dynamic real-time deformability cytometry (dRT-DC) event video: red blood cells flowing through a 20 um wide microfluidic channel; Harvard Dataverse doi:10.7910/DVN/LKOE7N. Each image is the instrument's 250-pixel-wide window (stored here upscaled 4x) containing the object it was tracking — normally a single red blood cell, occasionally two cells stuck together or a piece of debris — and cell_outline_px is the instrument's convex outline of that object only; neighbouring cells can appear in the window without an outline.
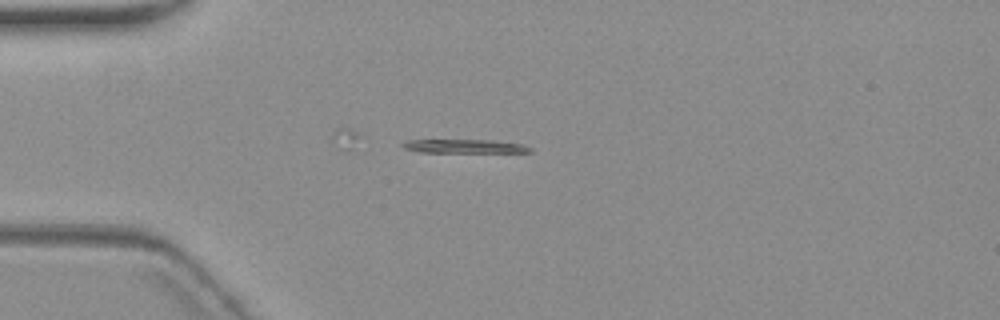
{"species": "common noctule bat (a hibernating species)", "species_latin": "Nyctalus noctula", "temperature_condition": "warm", "stored_images_in_passage": 10, "segment_of_instrument_passage": [2, 2], "camera_frame_rate_fps": 3000, "um_per_image_px": 0.085, "animal": {"sex": "female", "body_mass_g": 19.3, "forearm_length_mm": 54.1}, "frame": {"image": 1, "passage_image": 4, "time_ms": 4.333, "image_size_px": [1000, 320], "cell_outline_px": [[532, 152], [420, 152], [404, 148], [400, 144], [404, 140], [492, 140], [524, 144], [532, 148]], "centroid_in_image_um": [39.48, 12.43], "position_along_channel_um": 45.5, "area_um2": 10.17}}
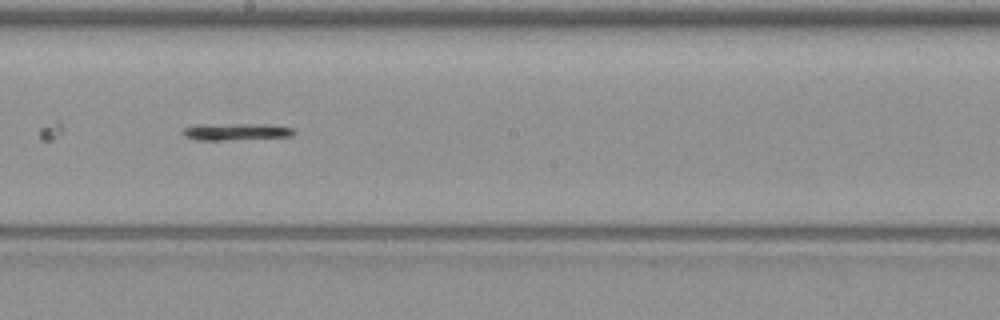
{"frame": {"image": 2, "passage_image": 9, "time_ms": 10.0, "image_size_px": [1000, 320], "cell_outline_px": [[296, 132], [292, 136], [224, 140], [196, 140], [184, 136], [180, 132], [184, 128], [204, 124], [272, 124], [296, 128]], "centroid_in_image_um": [20.11, 11.19], "position_along_channel_um": 228.1, "area_um2": 11.1}}
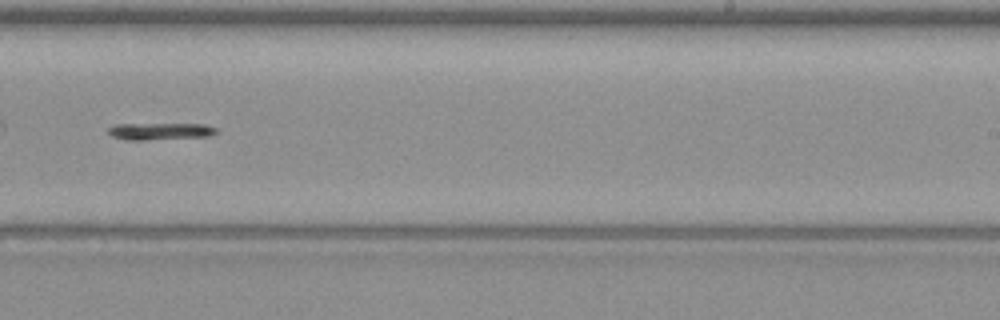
{"frame": {"image": 3, "passage_image": 10, "time_ms": 11.333, "image_size_px": [1000, 320], "cell_outline_px": [[216, 132], [208, 136], [144, 140], [124, 140], [112, 136], [108, 132], [108, 128], [116, 124], [204, 124], [216, 128]], "centroid_in_image_um": [13.56, 11.16], "position_along_channel_um": 275.4, "area_um2": 10.58}}